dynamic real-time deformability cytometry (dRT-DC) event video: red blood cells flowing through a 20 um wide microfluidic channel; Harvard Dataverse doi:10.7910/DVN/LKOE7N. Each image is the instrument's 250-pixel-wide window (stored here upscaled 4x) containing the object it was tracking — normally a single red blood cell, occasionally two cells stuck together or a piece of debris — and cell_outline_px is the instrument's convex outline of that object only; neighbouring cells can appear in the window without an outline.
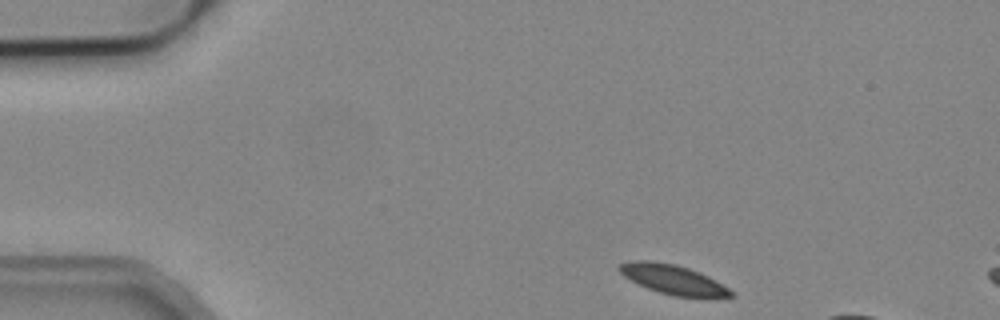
{"species": "common noctule bat (a hibernating species)", "species_latin": "Nyctalus noctula", "temperature_condition": "cold", "stored_images_in_passage": 3, "camera_frame_rate_fps": 3000, "um_per_image_px": 0.085, "animal": {"sex": "male", "body_mass_g": 19.2, "forearm_length_mm": 51.8}, "frame": {"image": 1, "passage_image": 1, "time_ms": 0.0, "image_size_px": [1000, 320], "cell_outline_px": [[736, 296], [672, 296], [648, 288], [624, 276], [616, 268], [620, 264], [632, 260], [652, 260], [676, 264], [700, 272], [716, 280], [728, 288]], "centroid_in_image_um": [57.17, 23.72], "position_along_channel_um": 27.8, "area_um2": 18.84}}